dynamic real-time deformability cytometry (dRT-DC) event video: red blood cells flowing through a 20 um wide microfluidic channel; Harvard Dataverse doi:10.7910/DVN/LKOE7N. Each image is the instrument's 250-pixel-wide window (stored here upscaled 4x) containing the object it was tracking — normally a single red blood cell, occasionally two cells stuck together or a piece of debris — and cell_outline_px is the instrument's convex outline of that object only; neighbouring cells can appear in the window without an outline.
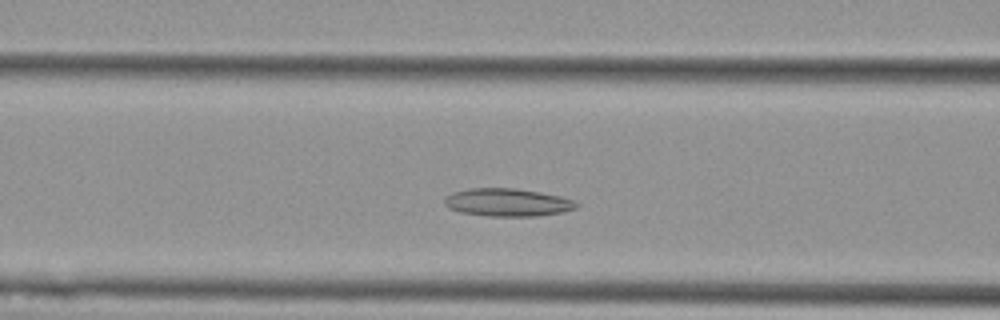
{"species": "Egyptian fruit bat (a non-hibernating species)", "species_latin": "Rousettus aegyptiacus", "temperature_condition": "cold", "stored_images_in_passage": 45, "camera_frame_rate_fps": 3000, "um_per_image_px": 0.085, "animal": {"sex": "female"}, "frame": {"image": 1, "passage_image": 12, "time_ms": 3.667, "image_size_px": [1000, 320], "cell_outline_px": [[580, 204], [576, 208], [564, 212], [536, 216], [488, 216], [460, 212], [448, 208], [444, 204], [444, 200], [452, 192], [468, 188], [516, 188], [540, 192], [560, 196], [572, 200]], "centroid_in_image_um": [43.13, 17.2], "position_along_channel_um": 123.5, "area_um2": 21.5}}
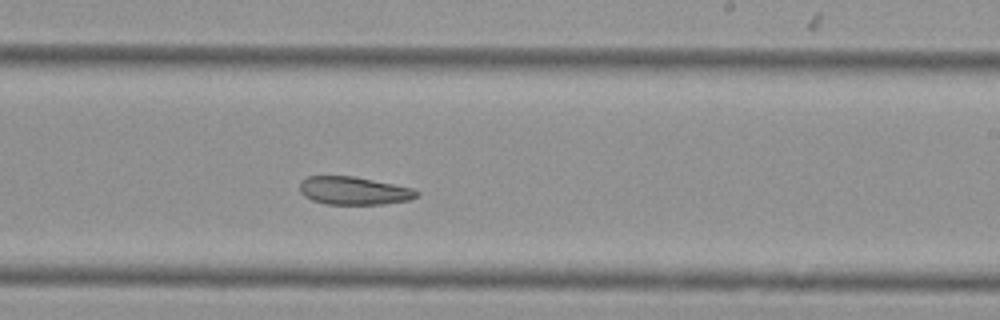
{"frame": {"image": 2, "passage_image": 23, "time_ms": 7.333, "image_size_px": [1000, 320], "cell_outline_px": [[420, 196], [408, 200], [384, 204], [328, 204], [312, 200], [304, 196], [300, 192], [300, 180], [308, 176], [352, 176], [412, 188], [420, 192]], "centroid_in_image_um": [30.07, 16.21], "position_along_channel_um": 258.9, "area_um2": 19.02}}
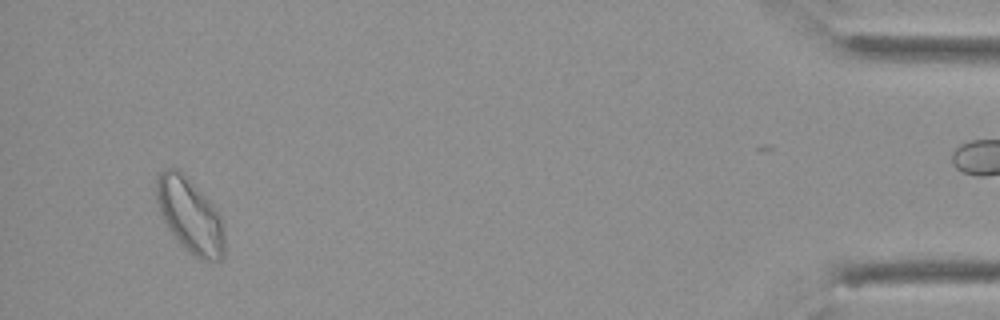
{"frame": {"image": 3, "passage_image": 42, "time_ms": 13.667, "image_size_px": [1000, 320], "cell_outline_px": [[224, 256], [220, 260], [200, 260], [188, 252], [168, 228], [160, 212], [156, 196], [156, 176], [160, 172], [168, 168], [176, 168], [184, 172], [216, 208], [224, 224]], "centroid_in_image_um": [16.16, 18.3], "position_along_channel_um": 419.0, "area_um2": 29.71}, "authors_computed_cell_mechanics": {"area_um2": 21.964, "velocity_mm_per_s": 3.7179, "shape_relaxation_time_tau1_ms": null, "shape_relaxation_time_tau2_ms": 2.8316, "deformation_change_tau1": null, "deformation_change_tau2": 0.085}}